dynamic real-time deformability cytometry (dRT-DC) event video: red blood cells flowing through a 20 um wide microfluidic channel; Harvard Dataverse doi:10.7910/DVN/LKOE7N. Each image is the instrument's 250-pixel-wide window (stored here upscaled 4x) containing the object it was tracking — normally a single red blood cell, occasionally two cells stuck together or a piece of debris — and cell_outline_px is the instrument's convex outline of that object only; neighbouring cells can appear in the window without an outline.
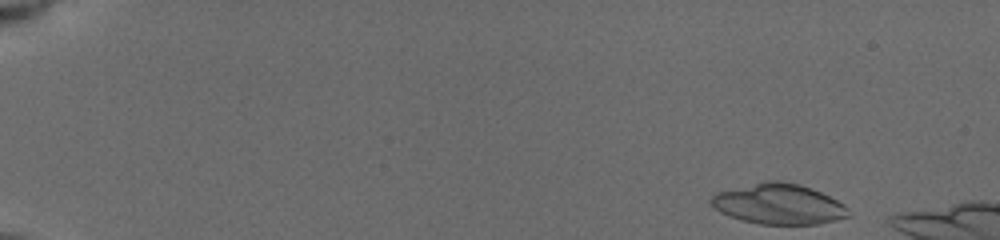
{"species": "common noctule bat (a hibernating species)", "species_latin": "Nyctalus noctula", "temperature_condition": "cold", "stored_images_in_passage": 5, "camera_frame_rate_fps": 3000, "um_per_image_px": 0.085, "animal": {"sex": "female", "body_mass_g": 19.5, "forearm_length_mm": 54.1}, "frame": {"image": 1, "passage_image": 1, "time_ms": 0.0, "image_size_px": [1000, 240], "cell_outline_px": [[852, 216], [836, 220], [816, 224], [760, 224], [740, 220], [728, 216], [720, 212], [708, 200], [716, 192], [772, 180], [776, 180], [800, 184], [812, 188], [844, 204], [848, 208]], "centroid_in_image_um": [66.21, 17.36], "position_along_channel_um": 18.8, "area_um2": 32.25}}